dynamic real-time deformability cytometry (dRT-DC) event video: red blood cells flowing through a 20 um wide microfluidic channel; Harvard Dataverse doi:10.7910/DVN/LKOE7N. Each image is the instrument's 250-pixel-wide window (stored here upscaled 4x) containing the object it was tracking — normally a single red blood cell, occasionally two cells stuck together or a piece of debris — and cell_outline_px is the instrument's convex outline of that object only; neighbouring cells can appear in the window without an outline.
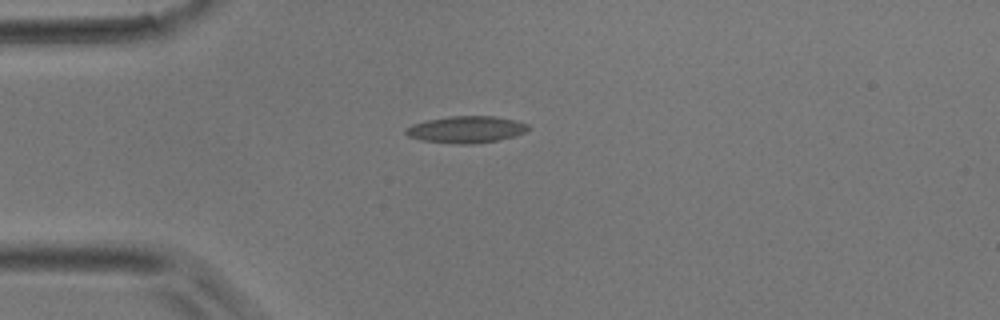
{"species": "common noctule bat (a hibernating species)", "species_latin": "Nyctalus noctula", "temperature_condition": "room temperature", "stored_images_in_passage": 1, "camera_frame_rate_fps": 3000, "um_per_image_px": 0.085, "animal": {"sex": "male", "body_mass_g": 17.9}, "frame": {"image": 1, "passage_image": 1, "time_ms": 0.0, "image_size_px": [1000, 320], "cell_outline_px": [[532, 128], [524, 132], [512, 136], [496, 140], [472, 144], [456, 144], [420, 140], [408, 136], [404, 132], [404, 128], [412, 124], [428, 120], [448, 116], [496, 116], [516, 120], [528, 124]], "centroid_in_image_um": [39.6, 11.0], "position_along_channel_um": 45.4, "area_um2": 19.19}}